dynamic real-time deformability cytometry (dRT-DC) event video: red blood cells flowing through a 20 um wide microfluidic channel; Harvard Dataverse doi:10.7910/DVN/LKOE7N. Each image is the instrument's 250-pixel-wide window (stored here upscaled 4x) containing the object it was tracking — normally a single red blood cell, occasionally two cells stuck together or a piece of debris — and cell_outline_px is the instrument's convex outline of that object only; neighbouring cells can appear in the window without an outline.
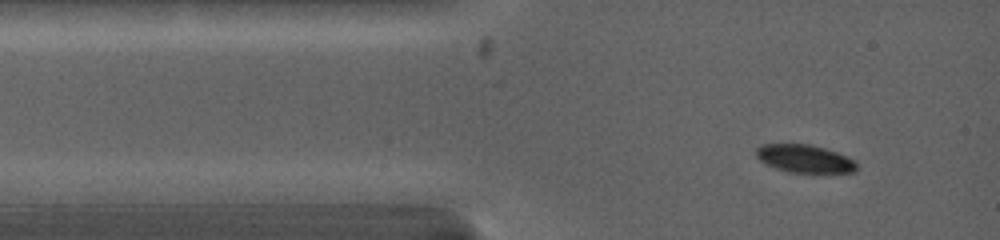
{"species": "common noctule bat (a hibernating species)", "species_latin": "Nyctalus noctula", "temperature_condition": "warm", "stored_images_in_passage": 13, "camera_frame_rate_fps": 5000, "um_per_image_px": 0.085, "animal": {"sex": "female", "body_mass_g": 19.0, "forearm_length_mm": 53.3}, "frame": {"image": 1, "passage_image": 1, "time_ms": 0.0, "image_size_px": [1000, 240], "cell_outline_px": [[856, 172], [788, 172], [776, 168], [760, 160], [756, 156], [756, 148], [760, 144], [808, 144], [824, 148], [848, 156], [856, 164]], "centroid_in_image_um": [68.37, 13.47], "position_along_channel_um": 16.6, "area_um2": 16.13}}
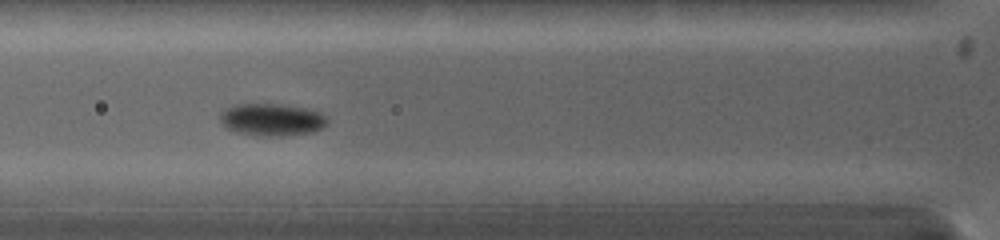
{"frame": {"image": 2, "passage_image": 6, "time_ms": 2.8, "image_size_px": [1000, 240], "cell_outline_px": [[328, 120], [320, 128], [312, 132], [284, 136], [264, 136], [236, 132], [228, 128], [220, 120], [220, 112], [224, 108], [236, 104], [280, 104], [308, 108], [320, 112], [328, 116]], "centroid_in_image_um": [23.11, 10.16], "position_along_channel_um": 102.7, "area_um2": 20.23}}
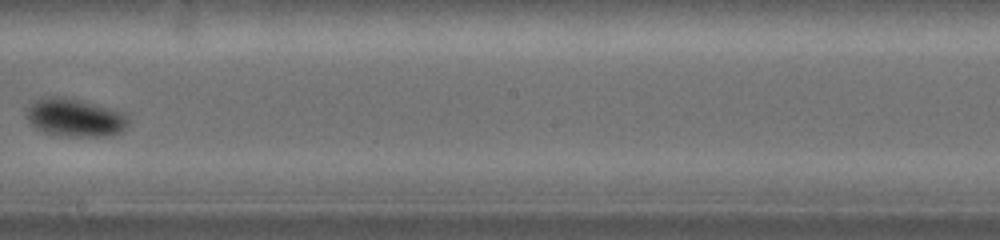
{"frame": {"image": 3, "passage_image": 12, "time_ms": 6.2, "image_size_px": [1000, 240], "cell_outline_px": [[128, 124], [120, 132], [112, 136], [72, 136], [44, 132], [36, 128], [28, 120], [28, 108], [36, 100], [48, 96], [60, 96], [108, 108], [120, 112], [128, 116]], "centroid_in_image_um": [6.38, 10.01], "position_along_channel_um": 241.8, "area_um2": 21.91}}